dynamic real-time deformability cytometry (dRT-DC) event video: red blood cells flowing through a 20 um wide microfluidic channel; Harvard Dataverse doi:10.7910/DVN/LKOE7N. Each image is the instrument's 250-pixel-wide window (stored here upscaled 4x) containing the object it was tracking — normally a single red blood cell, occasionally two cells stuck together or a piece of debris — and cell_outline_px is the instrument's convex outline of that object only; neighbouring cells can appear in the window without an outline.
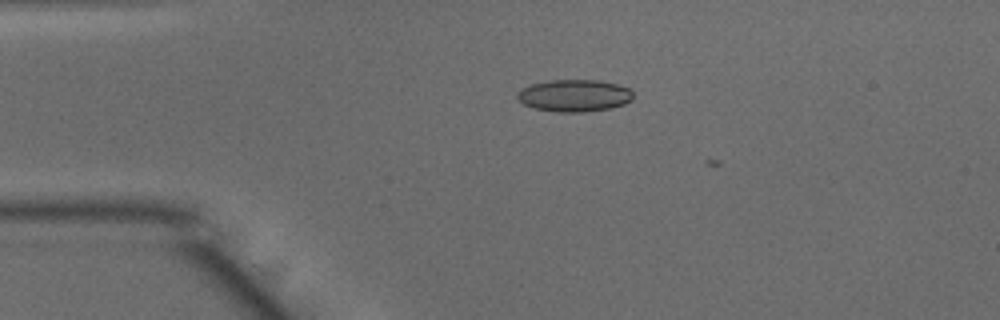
{"species": "common noctule bat (a hibernating species)", "species_latin": "Nyctalus noctula", "temperature_condition": "warm", "stored_images_in_passage": 9, "camera_frame_rate_fps": 3000, "um_per_image_px": 0.085, "animal": {"sex": "male", "body_mass_g": 15.6}, "frame": {"image": 1, "passage_image": 7, "time_ms": 2.0, "image_size_px": [1000, 320], "cell_outline_px": [[632, 100], [624, 104], [612, 108], [584, 112], [556, 112], [536, 108], [524, 104], [516, 100], [516, 92], [520, 88], [532, 84], [548, 80], [596, 80], [616, 84], [628, 88], [632, 92]], "centroid_in_image_um": [48.77, 8.13], "position_along_channel_um": 36.2, "area_um2": 21.79}}